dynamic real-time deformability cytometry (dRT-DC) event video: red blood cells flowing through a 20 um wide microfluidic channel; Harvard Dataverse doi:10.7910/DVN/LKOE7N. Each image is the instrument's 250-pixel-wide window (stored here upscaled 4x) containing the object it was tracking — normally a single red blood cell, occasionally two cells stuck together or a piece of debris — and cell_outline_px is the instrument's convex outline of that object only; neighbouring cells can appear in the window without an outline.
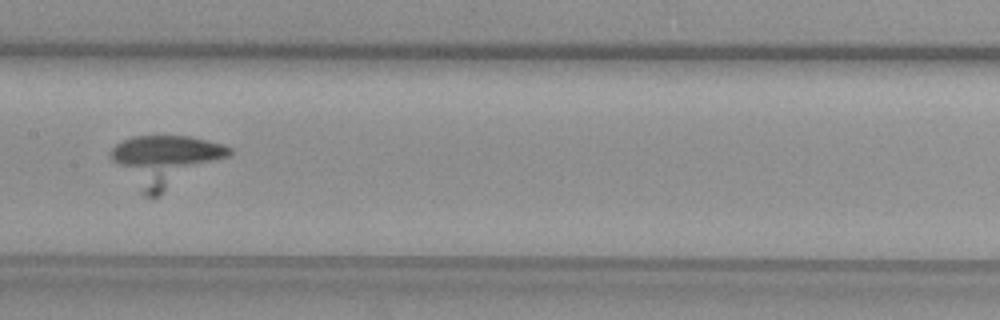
{"species": "common noctule bat (a hibernating species)", "species_latin": "Nyctalus noctula", "temperature_condition": "warm", "stored_images_in_passage": 36, "camera_frame_rate_fps": 3000, "um_per_image_px": 0.085, "animal": {"sex": "female", "body_mass_g": 29.2, "forearm_length_mm": 56.3}, "frame": {"image": 1, "passage_image": 18, "time_ms": 5.667, "image_size_px": [1000, 320], "cell_outline_px": [[232, 152], [228, 156], [160, 196], [144, 196], [108, 156], [108, 152], [116, 144], [132, 136], [188, 136], [220, 144], [232, 148]], "centroid_in_image_um": [14.0, 13.65], "position_along_channel_um": 193.4, "area_um2": 34.56}}